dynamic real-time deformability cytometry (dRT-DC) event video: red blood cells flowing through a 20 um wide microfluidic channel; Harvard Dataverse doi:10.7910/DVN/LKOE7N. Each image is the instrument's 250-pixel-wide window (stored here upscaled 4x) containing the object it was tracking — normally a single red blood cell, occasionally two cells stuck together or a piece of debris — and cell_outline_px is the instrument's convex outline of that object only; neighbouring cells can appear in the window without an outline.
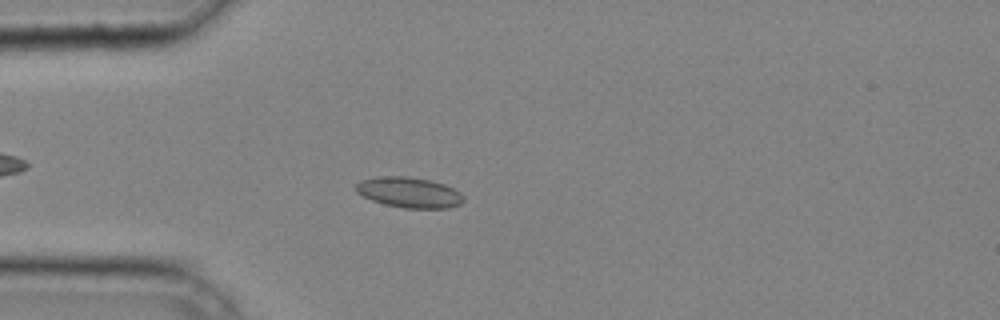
{"species": "common noctule bat (a hibernating species)", "species_latin": "Nyctalus noctula", "temperature_condition": "cold", "stored_images_in_passage": 35, "camera_frame_rate_fps": 3000, "um_per_image_px": 0.085, "animal": {"sex": "male", "body_mass_g": 20.4}, "frame": {"image": 1, "passage_image": 5, "time_ms": 1.333, "image_size_px": [1000, 320], "cell_outline_px": [[464, 200], [460, 204], [448, 208], [404, 208], [384, 204], [372, 200], [356, 192], [356, 184], [360, 180], [376, 176], [408, 176], [428, 180], [444, 184], [460, 192], [464, 196]], "centroid_in_image_um": [34.77, 16.35], "position_along_channel_um": 50.2, "area_um2": 19.13}}
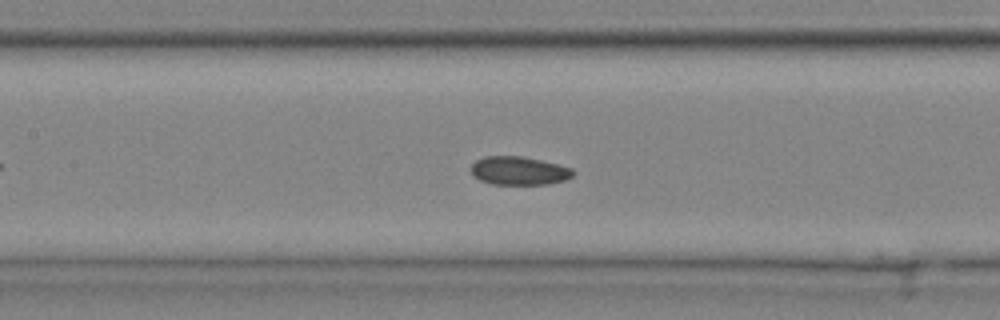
{"frame": {"image": 2, "passage_image": 13, "time_ms": 4.0, "image_size_px": [1000, 320], "cell_outline_px": [[576, 172], [568, 180], [548, 184], [492, 184], [480, 180], [472, 176], [472, 164], [476, 160], [484, 156], [524, 156], [572, 168]], "centroid_in_image_um": [44.13, 14.51], "position_along_channel_um": 163.3, "area_um2": 16.99}}
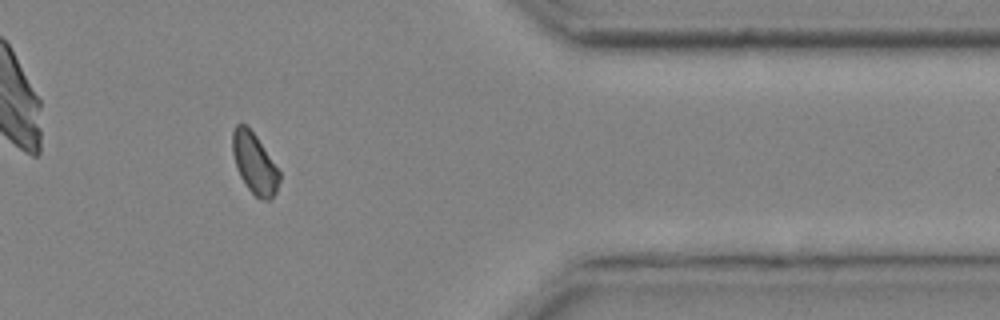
{"frame": {"image": 3, "passage_image": 29, "time_ms": 9.333, "image_size_px": [1000, 320], "cell_outline_px": [[280, 180], [276, 192], [268, 200], [260, 200], [248, 188], [240, 176], [236, 168], [232, 152], [232, 132], [236, 124], [244, 124], [256, 136], [280, 172]], "centroid_in_image_um": [21.61, 13.9], "position_along_channel_um": 389.8, "area_um2": 16.36}}